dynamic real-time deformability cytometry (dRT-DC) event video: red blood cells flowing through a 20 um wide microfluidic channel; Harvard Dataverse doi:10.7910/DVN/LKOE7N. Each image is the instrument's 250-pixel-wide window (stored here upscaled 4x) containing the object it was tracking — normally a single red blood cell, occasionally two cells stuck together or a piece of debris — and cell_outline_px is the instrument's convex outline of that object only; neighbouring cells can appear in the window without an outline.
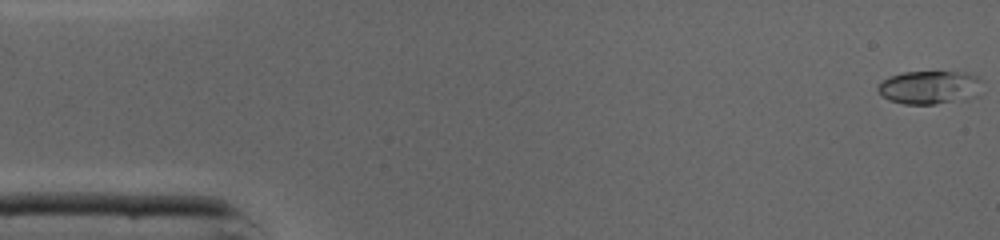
{"species": "common noctule bat (a hibernating species)", "species_latin": "Nyctalus noctula", "temperature_condition": "cold", "stored_images_in_passage": 46, "camera_frame_rate_fps": 3000, "um_per_image_px": 0.085, "animal": {"sex": "male", "body_mass_g": 19.0, "forearm_length_mm": 50.8}, "frame": {"image": 1, "passage_image": 1, "time_ms": 0.0, "image_size_px": [1000, 240], "cell_outline_px": [[984, 80], [980, 96], [968, 100], [936, 104], [904, 104], [888, 100], [876, 88], [888, 76], [904, 72], [968, 72], [980, 76]], "centroid_in_image_um": [79.15, 7.43], "position_along_channel_um": 5.8, "area_um2": 20.98}}
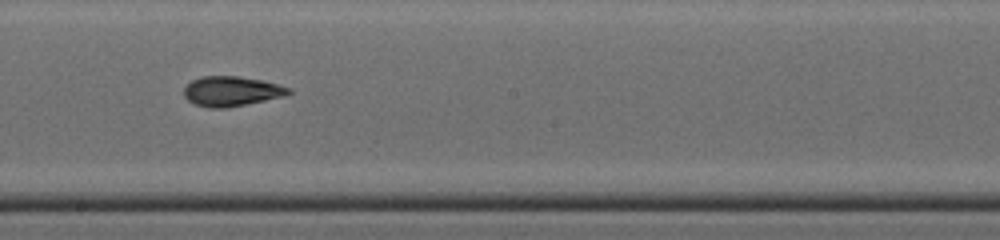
{"frame": {"image": 2, "passage_image": 25, "time_ms": 8.0, "image_size_px": [1000, 240], "cell_outline_px": [[292, 92], [284, 96], [224, 108], [208, 108], [196, 104], [188, 100], [184, 96], [184, 88], [192, 80], [204, 76], [240, 76], [260, 80], [292, 88]], "centroid_in_image_um": [19.67, 7.75], "position_along_channel_um": 228.5, "area_um2": 17.98}}
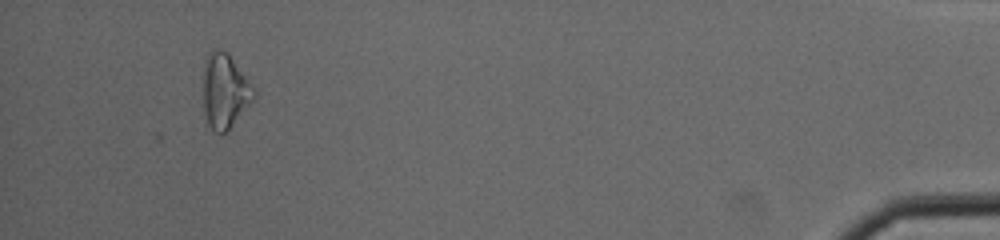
{"frame": {"image": 3, "passage_image": 43, "time_ms": 14.0, "image_size_px": [1000, 240], "cell_outline_px": [[256, 96], [228, 128], [224, 132], [216, 132], [208, 124], [204, 108], [204, 64], [208, 52], [212, 48], [220, 48], [228, 52], [256, 88]], "centroid_in_image_um": [19.12, 7.64], "position_along_channel_um": 416.1, "area_um2": 21.85}, "authors_computed_cell_mechanics": {"area_um2": 18.2648, "velocity_mm_per_s": 4.376, "shape_relaxation_time_tau1_ms": 5.0996, "shape_relaxation_time_tau2_ms": 3.9269, "deformation_change_tau1": 0.1503, "deformation_change_tau2": 0.1199}}